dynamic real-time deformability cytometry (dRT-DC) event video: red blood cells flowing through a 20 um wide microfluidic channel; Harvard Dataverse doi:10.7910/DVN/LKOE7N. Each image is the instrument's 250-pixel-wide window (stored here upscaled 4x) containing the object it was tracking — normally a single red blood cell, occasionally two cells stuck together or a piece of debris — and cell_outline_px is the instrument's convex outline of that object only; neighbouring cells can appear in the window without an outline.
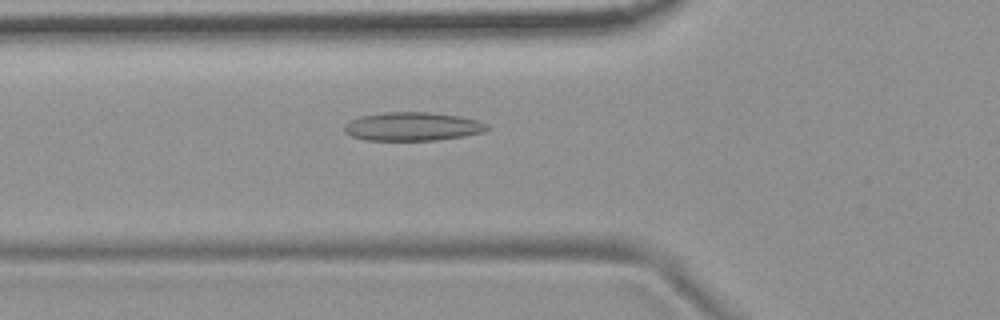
{"species": "common noctule bat (a hibernating species)", "species_latin": "Nyctalus noctula", "temperature_condition": "room temperature", "stored_images_in_passage": 54, "camera_frame_rate_fps": 3000, "um_per_image_px": 0.085, "animal": {"sex": "female", "body_mass_g": 19.9}, "frame": {"image": 1, "passage_image": 19, "time_ms": 6.0, "image_size_px": [1000, 320], "cell_outline_px": [[488, 128], [484, 132], [464, 136], [436, 140], [364, 140], [352, 136], [344, 132], [344, 124], [348, 120], [360, 116], [384, 112], [428, 112], [460, 116], [476, 120], [488, 124]], "centroid_in_image_um": [35.03, 10.75], "position_along_channel_um": 90.8, "area_um2": 23.87}}
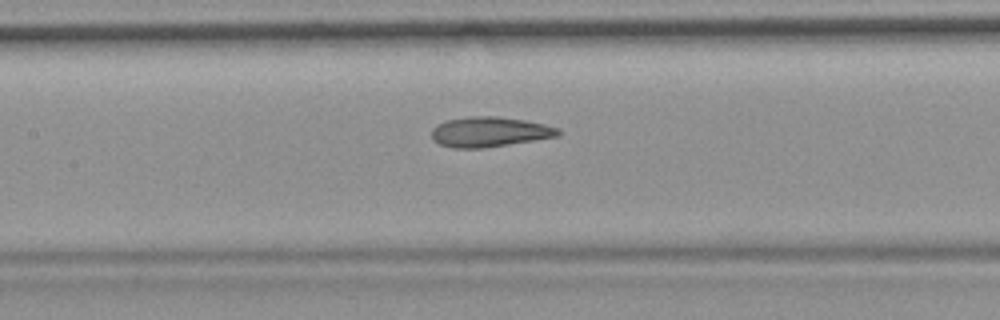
{"frame": {"image": 2, "passage_image": 25, "time_ms": 8.0, "image_size_px": [1000, 320], "cell_outline_px": [[560, 136], [480, 148], [452, 148], [440, 144], [432, 140], [432, 128], [436, 124], [448, 120], [468, 116], [496, 116], [524, 120], [544, 124], [560, 128]], "centroid_in_image_um": [41.59, 11.2], "position_along_channel_um": 165.8, "area_um2": 22.08}}
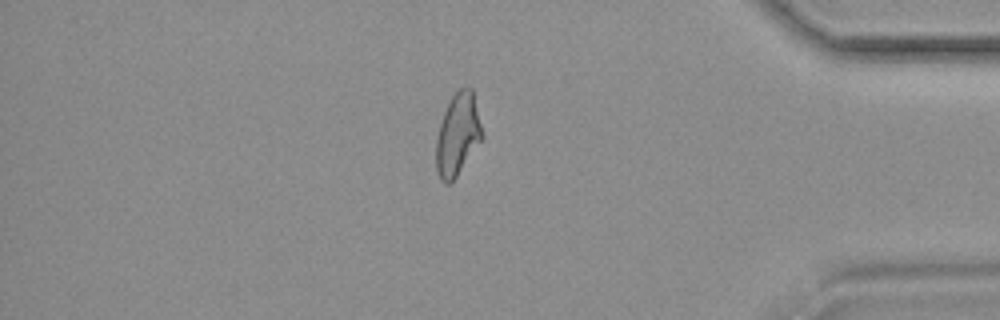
{"frame": {"image": 3, "passage_image": 46, "time_ms": 15.0, "image_size_px": [1000, 320], "cell_outline_px": [[484, 136], [452, 184], [444, 184], [440, 180], [436, 172], [436, 140], [440, 124], [444, 112], [452, 96], [460, 88], [472, 88]], "centroid_in_image_um": [38.9, 11.5], "position_along_channel_um": 396.3, "area_um2": 22.08}, "authors_computed_cell_mechanics": {"area_um2": 22.6576, "velocity_mm_per_s": 3.7258, "shape_relaxation_time_tau1_ms": null, "shape_relaxation_time_tau2_ms": 2.3467, "deformation_change_tau1": null, "deformation_change_tau2": 0.1054}}